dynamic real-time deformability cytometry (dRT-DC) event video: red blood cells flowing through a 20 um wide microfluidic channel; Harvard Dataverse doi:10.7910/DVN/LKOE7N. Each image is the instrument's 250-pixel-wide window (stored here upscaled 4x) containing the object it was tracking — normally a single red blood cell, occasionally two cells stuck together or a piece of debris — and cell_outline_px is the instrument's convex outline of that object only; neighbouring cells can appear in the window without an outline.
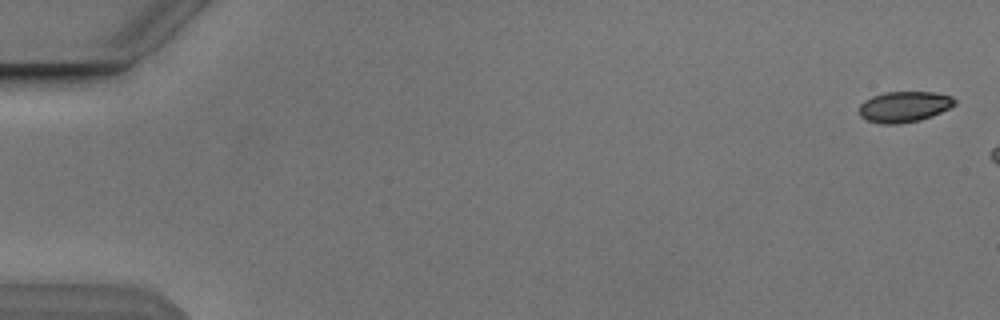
{"species": "Egyptian fruit bat (a non-hibernating species)", "species_latin": "Rousettus aegyptiacus", "temperature_condition": "cold", "stored_images_in_passage": 6, "camera_frame_rate_fps": 3000, "um_per_image_px": 0.085, "animal": {"sex": "male"}, "frame": {"image": 1, "passage_image": 1, "time_ms": 0.0, "image_size_px": [1000, 320], "cell_outline_px": [[956, 104], [932, 116], [920, 120], [900, 124], [880, 124], [868, 120], [860, 116], [860, 104], [864, 100], [872, 96], [884, 92], [936, 92], [952, 96], [956, 100]], "centroid_in_image_um": [76.86, 9.07], "position_along_channel_um": 8.1, "area_um2": 17.22}}